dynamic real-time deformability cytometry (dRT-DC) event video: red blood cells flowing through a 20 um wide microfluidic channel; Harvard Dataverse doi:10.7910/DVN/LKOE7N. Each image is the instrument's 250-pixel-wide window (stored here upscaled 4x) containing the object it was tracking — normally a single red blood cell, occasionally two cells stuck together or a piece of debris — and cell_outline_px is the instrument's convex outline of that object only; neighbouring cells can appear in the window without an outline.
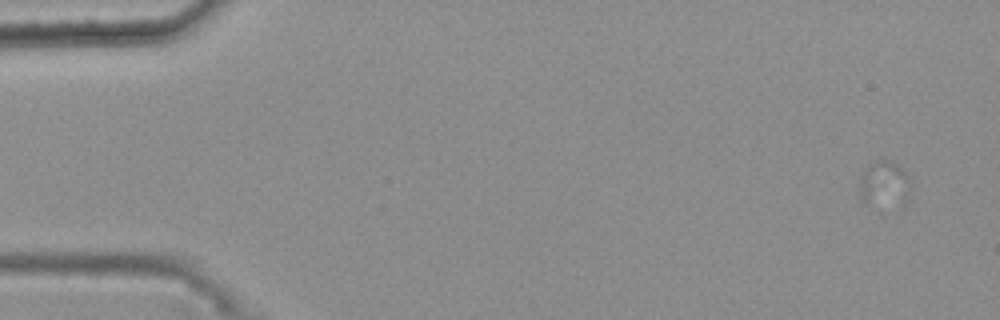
{"species": "common noctule bat (a hibernating species)", "species_latin": "Nyctalus noctula", "temperature_condition": "warm", "stored_images_in_passage": 25, "camera_frame_rate_fps": 3000, "um_per_image_px": 0.085, "animal": {"sex": "female", "body_mass_g": 25.1}, "frame": {"image": 1, "passage_image": 1, "time_ms": 0.0, "image_size_px": [1000, 320], "cell_outline_px": [[912, 188], [908, 200], [904, 204], [868, 204], [860, 200], [860, 184], [864, 172], [868, 164], [880, 156], [900, 164], [912, 180]], "centroid_in_image_um": [75.24, 15.57], "position_along_channel_um": 9.8, "area_um2": 14.28}}
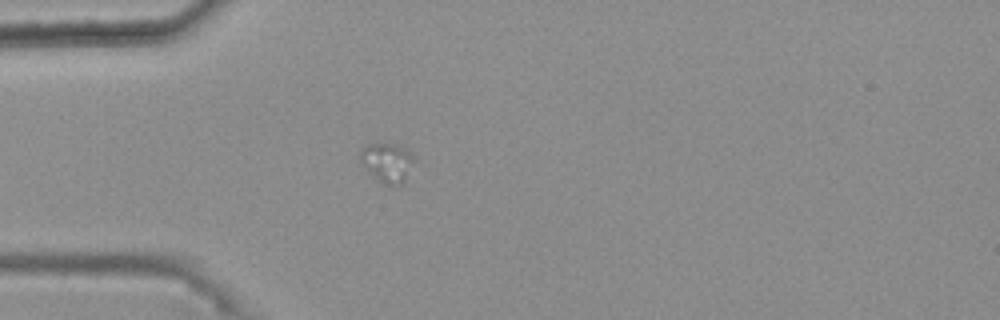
{"frame": {"image": 2, "passage_image": 15, "time_ms": 4.667, "image_size_px": [1000, 320], "cell_outline_px": [[416, 160], [404, 180], [400, 184], [392, 188], [376, 180], [360, 164], [360, 152], [368, 144], [400, 144]], "centroid_in_image_um": [32.9, 13.85], "position_along_channel_um": 52.1, "area_um2": 12.48}}